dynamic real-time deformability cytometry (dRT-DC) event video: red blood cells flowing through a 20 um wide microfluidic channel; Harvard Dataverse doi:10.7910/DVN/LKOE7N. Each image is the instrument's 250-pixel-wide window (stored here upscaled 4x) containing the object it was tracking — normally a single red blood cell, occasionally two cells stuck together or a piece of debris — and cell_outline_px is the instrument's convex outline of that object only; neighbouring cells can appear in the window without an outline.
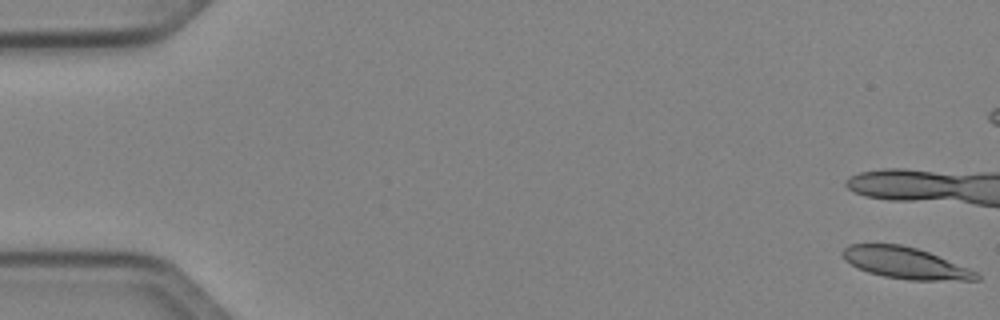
{"species": "Egyptian fruit bat (a non-hibernating species)", "species_latin": "Rousettus aegyptiacus", "temperature_condition": "cold", "stored_images_in_passage": 14, "camera_frame_rate_fps": 3000, "um_per_image_px": 0.085, "animal": {"sex": "female"}, "frame": {"image": 1, "passage_image": 1, "time_ms": 0.0, "image_size_px": [1000, 320], "cell_outline_px": [[980, 280], [908, 280], [884, 276], [868, 272], [856, 268], [844, 260], [840, 252], [848, 244], [900, 244], [916, 248], [928, 252], [968, 268], [976, 272], [980, 276]], "centroid_in_image_um": [76.89, 22.35], "position_along_channel_um": 8.1, "area_um2": 24.45}}